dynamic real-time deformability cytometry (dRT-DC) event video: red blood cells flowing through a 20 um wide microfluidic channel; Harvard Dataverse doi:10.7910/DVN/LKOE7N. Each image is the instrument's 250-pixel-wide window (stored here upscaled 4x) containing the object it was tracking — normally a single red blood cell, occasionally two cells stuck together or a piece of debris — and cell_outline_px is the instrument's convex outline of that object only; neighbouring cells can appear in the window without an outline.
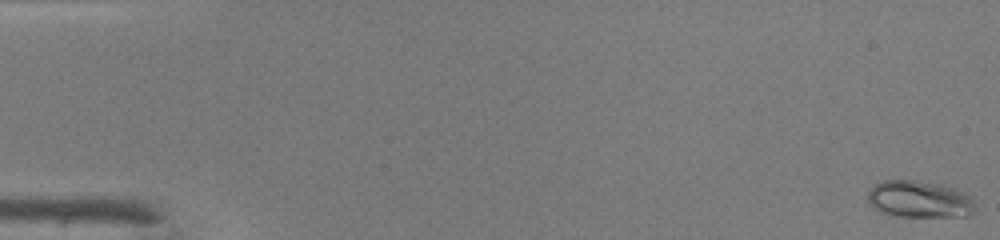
{"species": "common noctule bat (a hibernating species)", "species_latin": "Nyctalus noctula", "temperature_condition": "warm", "stored_images_in_passage": 48, "camera_frame_rate_fps": 3000, "um_per_image_px": 0.085, "animal": {"sex": "male", "body_mass_g": 19.0, "forearm_length_mm": 50.8}, "frame": {"image": 1, "passage_image": 1, "time_ms": 0.0, "image_size_px": [1000, 240], "cell_outline_px": [[976, 208], [968, 216], [896, 216], [880, 212], [872, 208], [868, 204], [868, 192], [876, 184], [884, 180], [912, 180], [936, 184], [952, 188], [964, 192], [972, 200]], "centroid_in_image_um": [78.1, 16.95], "position_along_channel_um": 6.9, "area_um2": 22.89}}
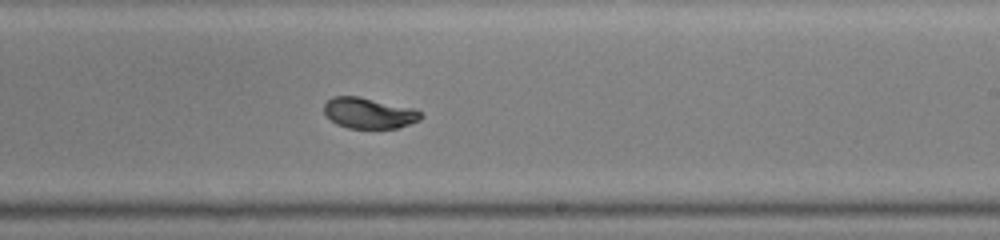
{"frame": {"image": 2, "passage_image": 30, "time_ms": 9.667, "image_size_px": [1000, 240], "cell_outline_px": [[424, 116], [420, 120], [396, 128], [348, 128], [336, 124], [324, 112], [324, 104], [332, 96], [356, 96], [416, 108]], "centroid_in_image_um": [31.38, 9.61], "position_along_channel_um": 257.6, "area_um2": 17.34}}
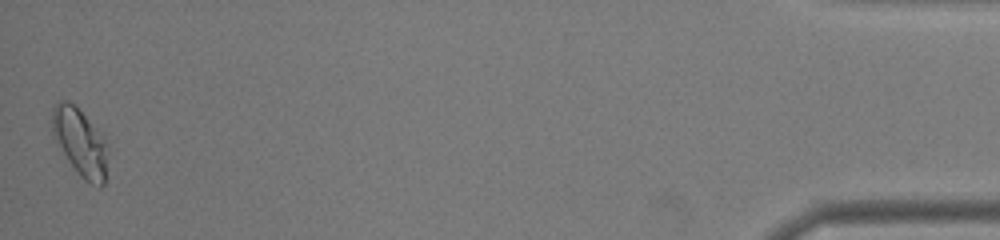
{"frame": {"image": 3, "passage_image": 48, "time_ms": 15.667, "image_size_px": [1000, 240], "cell_outline_px": [[108, 152], [104, 184], [100, 188], [88, 184], [80, 176], [68, 160], [52, 132], [52, 108], [60, 100], [68, 100], [84, 116], [104, 144]], "centroid_in_image_um": [6.79, 12.16], "position_along_channel_um": 428.4, "area_um2": 20.87}, "authors_computed_cell_mechanics": {"area_um2": 18.2359, "velocity_mm_per_s": 4.2838, "shape_relaxation_time_tau1_ms": 2.9138, "shape_relaxation_time_tau2_ms": null, "deformation_change_tau1": 0.1705, "deformation_change_tau2": null}}